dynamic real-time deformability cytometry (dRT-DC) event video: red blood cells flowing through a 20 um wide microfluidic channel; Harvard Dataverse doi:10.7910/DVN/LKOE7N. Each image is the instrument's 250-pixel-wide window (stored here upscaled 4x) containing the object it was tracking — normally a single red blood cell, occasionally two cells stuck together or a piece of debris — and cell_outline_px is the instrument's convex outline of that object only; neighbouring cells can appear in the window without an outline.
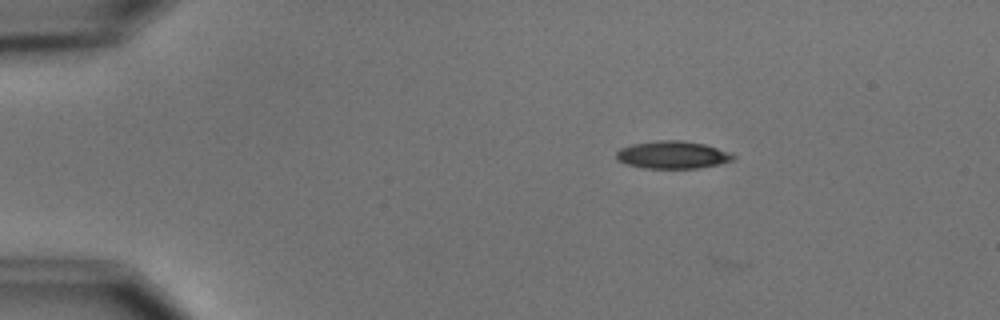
{"species": "common noctule bat (a hibernating species)", "species_latin": "Nyctalus noctula", "temperature_condition": "cold", "stored_images_in_passage": 3, "camera_frame_rate_fps": 3000, "um_per_image_px": 0.085, "animal": {"sex": "male", "body_mass_g": 15.6}, "frame": {"image": 1, "passage_image": 1, "time_ms": 0.0, "image_size_px": [1000, 320], "cell_outline_px": [[736, 156], [732, 160], [720, 164], [696, 168], [644, 168], [628, 164], [620, 160], [616, 156], [616, 152], [620, 148], [632, 144], [656, 140], [680, 140], [704, 144], [728, 152]], "centroid_in_image_um": [57.16, 13.15], "position_along_channel_um": 27.8, "area_um2": 18.55}}